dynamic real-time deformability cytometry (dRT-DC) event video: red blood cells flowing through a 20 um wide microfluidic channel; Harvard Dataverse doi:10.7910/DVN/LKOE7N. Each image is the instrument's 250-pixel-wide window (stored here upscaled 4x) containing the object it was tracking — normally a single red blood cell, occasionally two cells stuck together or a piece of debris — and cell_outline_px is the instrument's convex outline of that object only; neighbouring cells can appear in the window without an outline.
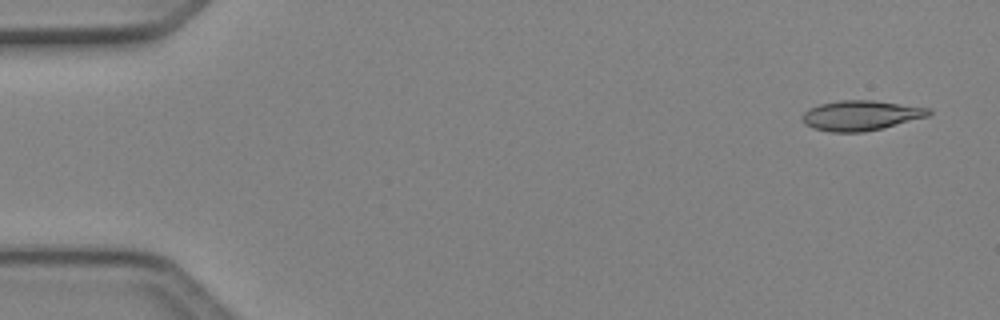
{"species": "Egyptian fruit bat (a non-hibernating species)", "species_latin": "Rousettus aegyptiacus", "temperature_condition": "cold", "stored_images_in_passage": 5, "camera_frame_rate_fps": 3000, "um_per_image_px": 0.085, "animal": {"sex": "female"}, "frame": {"image": 1, "passage_image": 1, "time_ms": 0.0, "image_size_px": [1000, 320], "cell_outline_px": [[932, 112], [928, 116], [884, 128], [864, 132], [832, 132], [812, 128], [804, 124], [804, 112], [820, 104], [840, 100], [872, 100], [932, 108]], "centroid_in_image_um": [73.22, 9.82], "position_along_channel_um": 11.8, "area_um2": 22.02}}
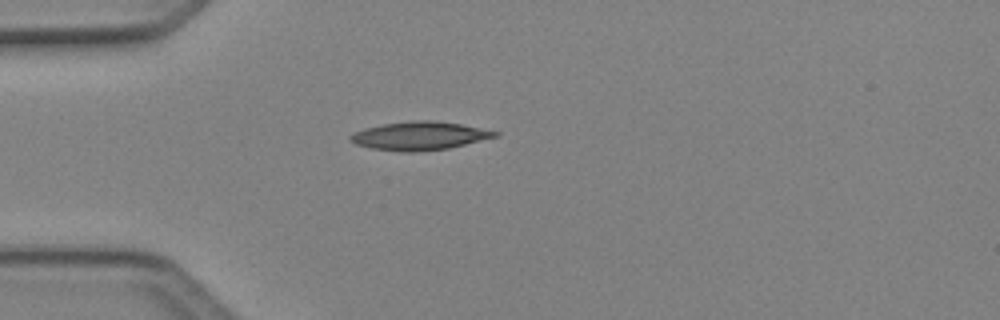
{"frame": {"image": 2, "passage_image": 4, "time_ms": 1.0, "image_size_px": [1000, 320], "cell_outline_px": [[500, 136], [448, 148], [412, 152], [400, 152], [372, 148], [356, 144], [348, 140], [348, 136], [364, 128], [380, 124], [412, 120], [432, 120], [460, 124], [500, 132]], "centroid_in_image_um": [35.64, 11.54], "position_along_channel_um": 49.4, "area_um2": 23.93}}